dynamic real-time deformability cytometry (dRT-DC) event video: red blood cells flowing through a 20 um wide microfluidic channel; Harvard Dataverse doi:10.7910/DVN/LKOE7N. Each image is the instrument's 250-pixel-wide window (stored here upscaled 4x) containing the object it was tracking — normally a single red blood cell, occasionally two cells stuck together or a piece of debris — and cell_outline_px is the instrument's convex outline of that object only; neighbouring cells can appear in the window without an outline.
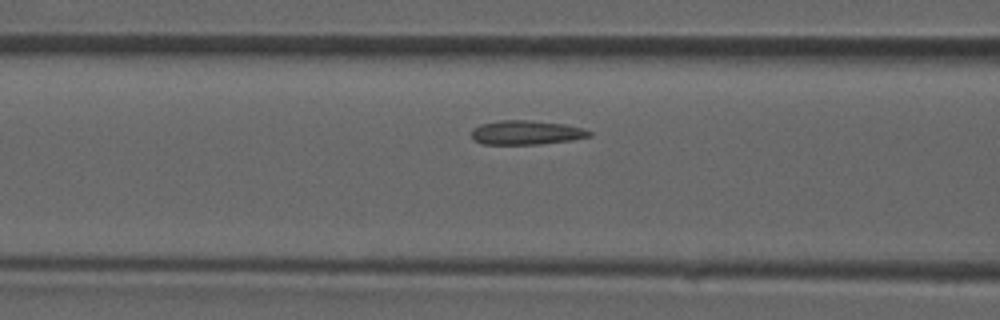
{"species": "common noctule bat (a hibernating species)", "species_latin": "Nyctalus noctula", "temperature_condition": "room temperature", "stored_images_in_passage": 13, "camera_frame_rate_fps": 3000, "um_per_image_px": 0.085, "animal": {"sex": "male", "forearm_length_mm": 52.5}, "frame": {"image": 1, "passage_image": 11, "time_ms": 3.333, "image_size_px": [1000, 320], "cell_outline_px": [[592, 136], [568, 140], [540, 144], [484, 144], [472, 140], [472, 128], [480, 124], [500, 120], [528, 120], [564, 124], [584, 128], [592, 132]], "centroid_in_image_um": [44.71, 11.26], "position_along_channel_um": 121.9, "area_um2": 16.59}}